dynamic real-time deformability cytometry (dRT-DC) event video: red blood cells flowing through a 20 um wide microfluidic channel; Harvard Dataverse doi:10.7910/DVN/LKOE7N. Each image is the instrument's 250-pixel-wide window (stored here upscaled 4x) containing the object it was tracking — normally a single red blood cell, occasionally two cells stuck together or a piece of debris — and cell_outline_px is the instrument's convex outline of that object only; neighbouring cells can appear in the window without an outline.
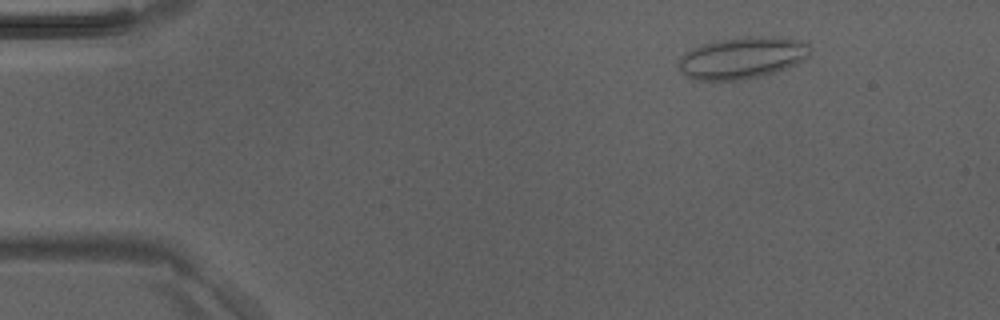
{"species": "Egyptian fruit bat (a non-hibernating species)", "species_latin": "Rousettus aegyptiacus", "temperature_condition": "room temperature", "stored_images_in_passage": 3, "camera_frame_rate_fps": 3000, "um_per_image_px": 0.085, "animal": {"sex": "male"}, "frame": {"image": 1, "passage_image": 1, "time_ms": 0.0, "image_size_px": [1000, 320], "cell_outline_px": [[812, 48], [808, 56], [804, 60], [796, 64], [760, 76], [744, 80], [692, 80], [684, 76], [680, 72], [680, 56], [684, 52], [700, 44], [748, 36], [776, 36], [808, 40], [812, 44]], "centroid_in_image_um": [63.13, 4.9], "position_along_channel_um": 21.9, "area_um2": 32.43}}